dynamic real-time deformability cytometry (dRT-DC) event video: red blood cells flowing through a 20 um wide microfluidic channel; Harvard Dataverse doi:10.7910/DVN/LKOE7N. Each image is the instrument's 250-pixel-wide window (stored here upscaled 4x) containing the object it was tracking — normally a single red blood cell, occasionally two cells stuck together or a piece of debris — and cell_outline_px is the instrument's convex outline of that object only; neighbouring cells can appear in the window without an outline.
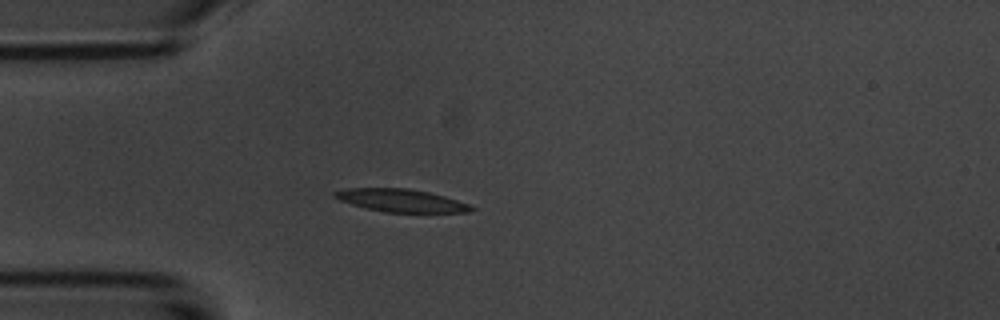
{"species": "common noctule bat (a hibernating species)", "species_latin": "Nyctalus noctula", "temperature_condition": "room temperature", "stored_images_in_passage": 4, "camera_frame_rate_fps": 3000, "um_per_image_px": 0.085, "animal": {"sex": "male", "body_mass_g": 20.1, "forearm_length_mm": 53.5}, "frame": {"image": 1, "passage_image": 4, "time_ms": 4.0, "image_size_px": [1000, 320], "cell_outline_px": [[476, 208], [472, 212], [384, 212], [364, 208], [340, 200], [332, 196], [332, 192], [344, 188], [408, 188], [428, 192], [444, 196], [468, 204]], "centroid_in_image_um": [34.05, 17.04], "position_along_channel_um": 51.0, "area_um2": 18.15}}